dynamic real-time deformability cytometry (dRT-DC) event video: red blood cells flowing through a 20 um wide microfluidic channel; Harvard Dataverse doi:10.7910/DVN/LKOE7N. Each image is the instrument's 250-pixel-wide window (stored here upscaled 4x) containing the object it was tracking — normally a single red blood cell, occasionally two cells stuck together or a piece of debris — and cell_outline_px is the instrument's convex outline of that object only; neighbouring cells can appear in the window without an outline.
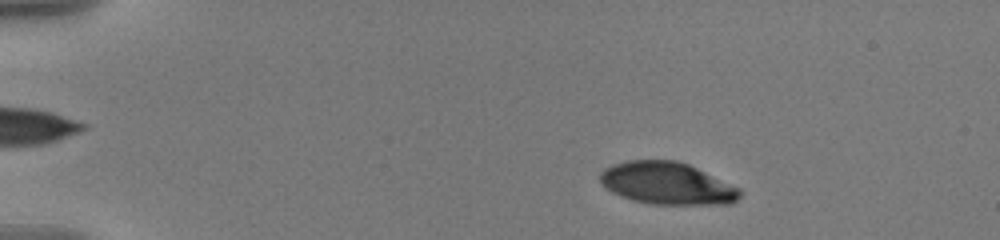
{"species": "human", "species_latin": "Homo sapiens", "temperature_condition": "warm", "stored_images_in_passage": 56, "camera_frame_rate_fps": 3000, "um_per_image_px": 0.085, "donor": {"sex": "male"}, "frame": {"image": 1, "passage_image": 8, "time_ms": 2.333, "image_size_px": [1000, 240], "cell_outline_px": [[740, 196], [732, 204], [652, 204], [632, 200], [620, 196], [612, 192], [600, 180], [600, 172], [604, 168], [612, 164], [628, 160], [676, 160], [688, 164], [740, 188]], "centroid_in_image_um": [56.69, 15.58], "position_along_channel_um": 28.3, "area_um2": 34.28}}
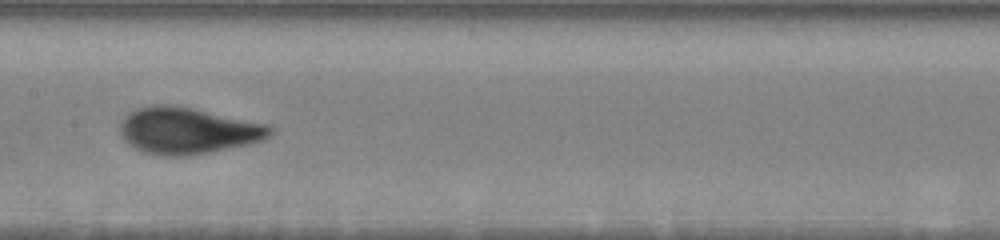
{"frame": {"image": 2, "passage_image": 29, "time_ms": 9.333, "image_size_px": [1000, 240], "cell_outline_px": [[272, 132], [264, 140], [248, 144], [188, 156], [160, 156], [144, 152], [128, 144], [124, 140], [120, 132], [120, 124], [124, 116], [128, 112], [136, 108], [156, 104], [176, 104], [268, 124], [272, 128]], "centroid_in_image_um": [15.92, 11.09], "position_along_channel_um": 191.5, "area_um2": 40.92}}
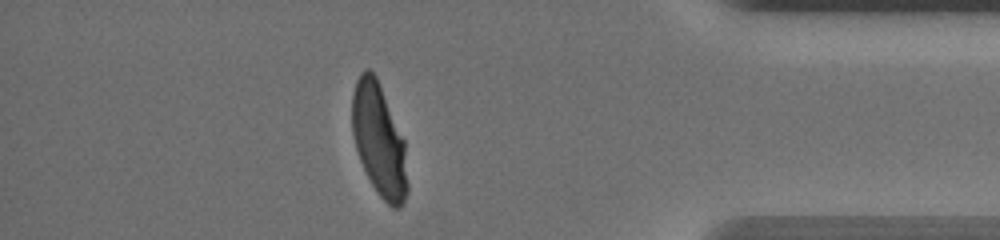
{"frame": {"image": 3, "passage_image": 49, "time_ms": 16.0, "image_size_px": [1000, 240], "cell_outline_px": [[408, 188], [404, 200], [400, 208], [392, 208], [380, 196], [372, 184], [360, 160], [356, 148], [352, 132], [352, 92], [356, 80], [360, 72], [364, 68], [368, 68], [376, 76], [380, 84], [404, 140], [408, 184]], "centroid_in_image_um": [32.21, 11.88], "position_along_channel_um": 403.0, "area_um2": 36.18}, "authors_computed_cell_mechanics": {"area_um2": 37.0498, "velocity_mm_per_s": 3.5782, "shape_relaxation_time_tau1_ms": 4.0133, "shape_relaxation_time_tau2_ms": null, "deformation_change_tau1": 0.1955, "deformation_change_tau2": null}}